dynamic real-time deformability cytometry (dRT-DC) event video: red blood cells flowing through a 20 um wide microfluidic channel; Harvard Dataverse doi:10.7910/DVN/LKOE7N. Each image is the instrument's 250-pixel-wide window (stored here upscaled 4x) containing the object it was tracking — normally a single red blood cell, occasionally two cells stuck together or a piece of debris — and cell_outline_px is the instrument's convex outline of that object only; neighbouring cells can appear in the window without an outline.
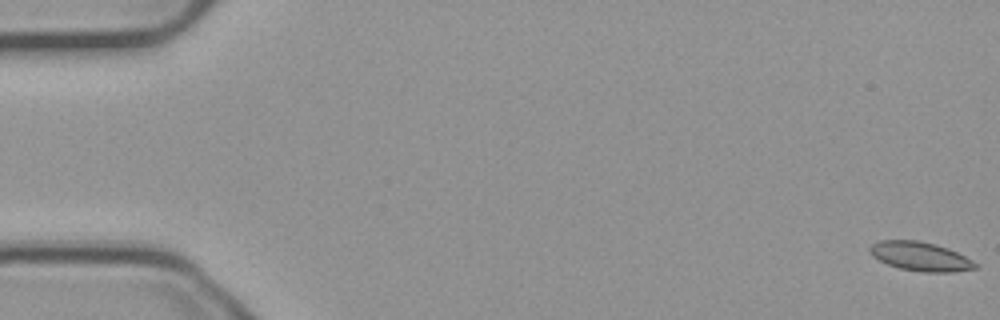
{"species": "common noctule bat (a hibernating species)", "species_latin": "Nyctalus noctula", "temperature_condition": "cold", "stored_images_in_passage": 56, "camera_frame_rate_fps": 3000, "um_per_image_px": 0.085, "animal": {"sex": "male", "body_mass_g": 23.1, "forearm_length_mm": 52.7}, "frame": {"image": 1, "passage_image": 1, "time_ms": 0.0, "image_size_px": [1000, 320], "cell_outline_px": [[980, 264], [976, 268], [952, 272], [924, 272], [900, 268], [888, 264], [872, 256], [868, 252], [868, 248], [872, 244], [880, 240], [916, 240], [948, 248]], "centroid_in_image_um": [78.21, 21.79], "position_along_channel_um": 6.8, "area_um2": 17.69}}
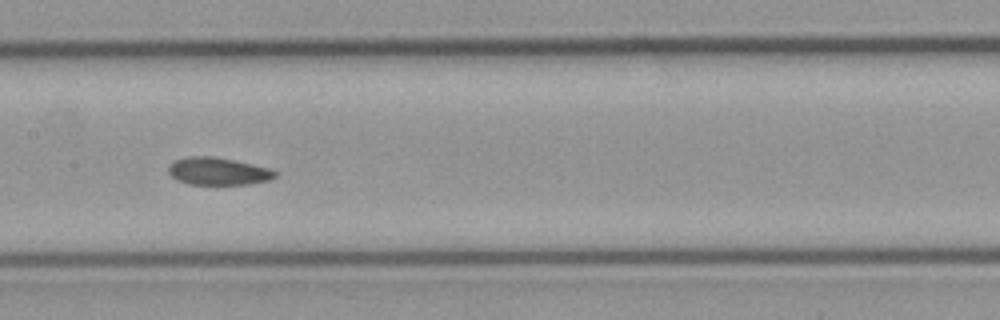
{"frame": {"image": 2, "passage_image": 28, "time_ms": 9.0, "image_size_px": [1000, 320], "cell_outline_px": [[276, 176], [268, 180], [248, 184], [188, 184], [176, 180], [168, 172], [168, 164], [172, 160], [188, 156], [212, 156], [272, 168], [276, 172]], "centroid_in_image_um": [18.48, 14.55], "position_along_channel_um": 188.9, "area_um2": 17.17}}
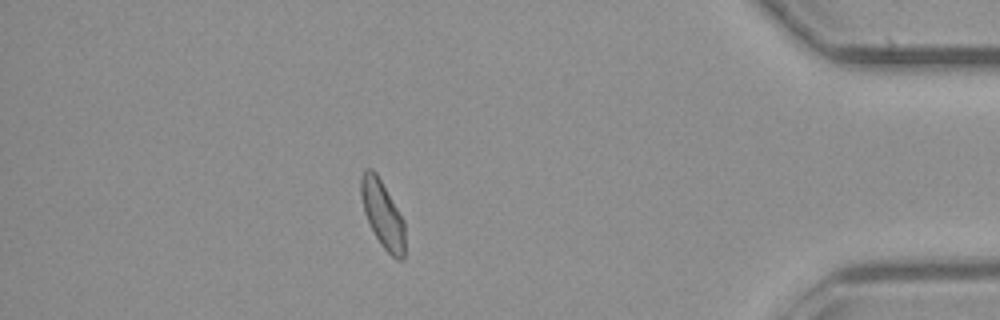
{"frame": {"image": 3, "passage_image": 49, "time_ms": 16.0, "image_size_px": [1000, 320], "cell_outline_px": [[404, 260], [396, 260], [380, 244], [364, 212], [360, 196], [360, 176], [364, 168], [372, 168], [376, 172], [404, 220]], "centroid_in_image_um": [32.5, 18.17], "position_along_channel_um": 402.7, "area_um2": 17.17}, "authors_computed_cell_mechanics": {"area_um2": 17.5712, "velocity_mm_per_s": 3.7205, "shape_relaxation_time_tau1_ms": null, "shape_relaxation_time_tau2_ms": 2.6519, "deformation_change_tau1": null, "deformation_change_tau2": 0.068}}